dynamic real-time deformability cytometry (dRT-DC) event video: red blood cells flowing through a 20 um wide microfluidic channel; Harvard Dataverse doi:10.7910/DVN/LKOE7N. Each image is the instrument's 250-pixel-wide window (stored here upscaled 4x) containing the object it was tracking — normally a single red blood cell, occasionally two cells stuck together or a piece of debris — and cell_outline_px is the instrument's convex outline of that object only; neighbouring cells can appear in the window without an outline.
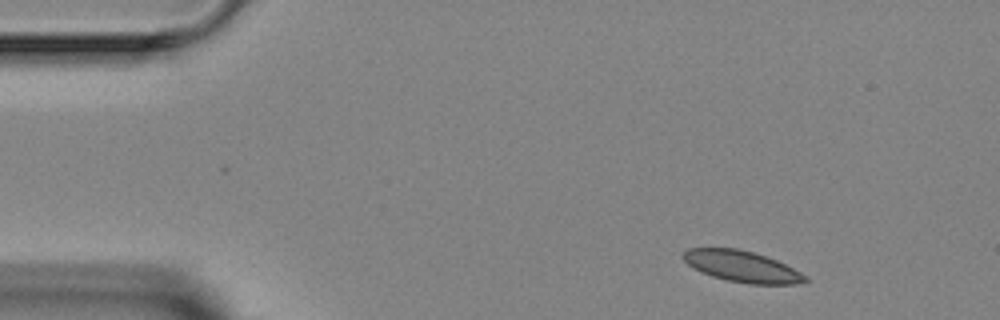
{"species": "Egyptian fruit bat (a non-hibernating species)", "species_latin": "Rousettus aegyptiacus", "temperature_condition": "room temperature", "stored_images_in_passage": 3, "camera_frame_rate_fps": 3000, "um_per_image_px": 0.085, "animal": {"sex": "female"}, "frame": {"image": 1, "passage_image": 1, "time_ms": 0.0, "image_size_px": [1000, 320], "cell_outline_px": [[812, 280], [796, 284], [748, 284], [728, 280], [712, 276], [692, 268], [680, 256], [688, 248], [736, 248], [752, 252], [776, 260], [808, 276]], "centroid_in_image_um": [63.07, 22.65], "position_along_channel_um": 21.9, "area_um2": 22.14}}